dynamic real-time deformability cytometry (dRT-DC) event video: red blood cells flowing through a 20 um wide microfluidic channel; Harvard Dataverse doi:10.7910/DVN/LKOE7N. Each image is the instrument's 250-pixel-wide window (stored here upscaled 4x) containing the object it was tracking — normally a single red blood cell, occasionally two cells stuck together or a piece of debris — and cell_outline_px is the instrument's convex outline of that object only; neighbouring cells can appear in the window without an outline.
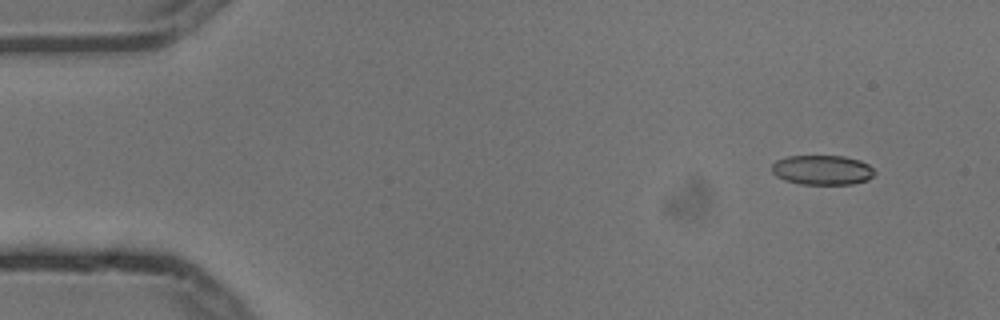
{"species": "common noctule bat (a hibernating species)", "species_latin": "Nyctalus noctula", "temperature_condition": "cold", "stored_images_in_passage": 5, "camera_frame_rate_fps": 3000, "um_per_image_px": 0.085, "animal": {"sex": "male", "body_mass_g": 13.3}, "frame": {"image": 1, "passage_image": 2, "time_ms": 0.333, "image_size_px": [1000, 320], "cell_outline_px": [[876, 172], [868, 180], [852, 184], [800, 184], [784, 180], [776, 176], [772, 172], [772, 164], [776, 160], [788, 156], [844, 156], [860, 160], [868, 164]], "centroid_in_image_um": [69.89, 14.45], "position_along_channel_um": 15.1, "area_um2": 17.86}}
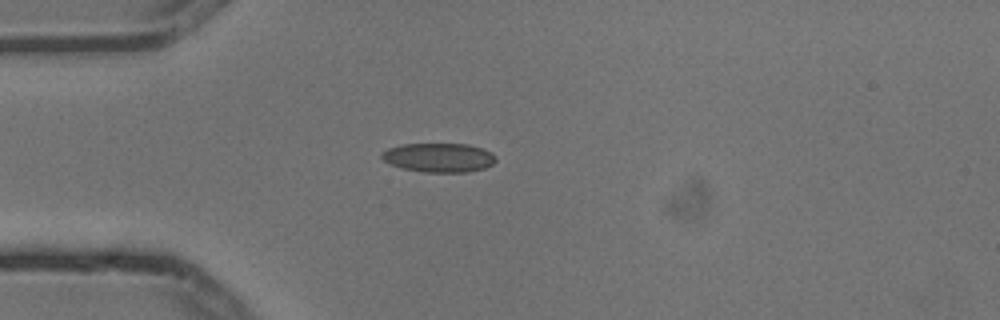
{"frame": {"image": 2, "passage_image": 5, "time_ms": 1.333, "image_size_px": [1000, 320], "cell_outline_px": [[496, 160], [492, 164], [484, 168], [468, 172], [424, 172], [404, 168], [392, 164], [384, 160], [380, 156], [380, 152], [388, 148], [404, 144], [468, 144], [492, 152], [496, 156]], "centroid_in_image_um": [37.31, 13.39], "position_along_channel_um": 47.7, "area_um2": 19.25}}